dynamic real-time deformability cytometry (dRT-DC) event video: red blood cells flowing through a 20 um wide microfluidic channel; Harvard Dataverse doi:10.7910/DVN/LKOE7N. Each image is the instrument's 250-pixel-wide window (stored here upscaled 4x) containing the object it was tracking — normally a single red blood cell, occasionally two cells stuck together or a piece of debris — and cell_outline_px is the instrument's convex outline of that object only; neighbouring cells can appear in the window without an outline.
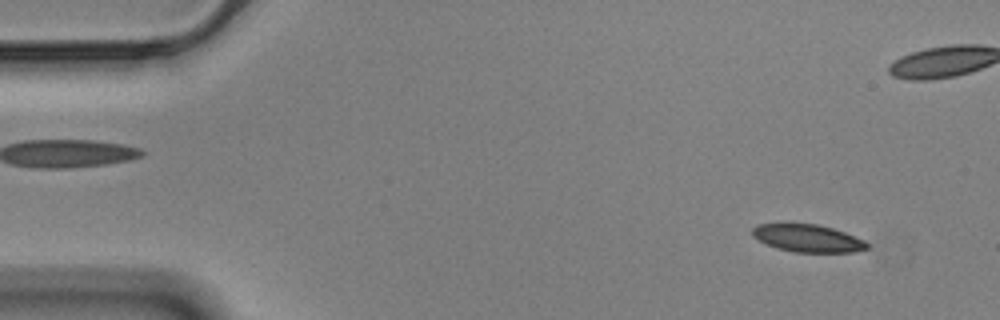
{"species": "Egyptian fruit bat (a non-hibernating species)", "species_latin": "Rousettus aegyptiacus", "temperature_condition": "cold", "stored_images_in_passage": 57, "camera_frame_rate_fps": 3000, "um_per_image_px": 0.085, "animal": {"sex": "male"}, "frame": {"image": 1, "passage_image": 4, "time_ms": 1.0, "image_size_px": [1000, 320], "cell_outline_px": [[868, 248], [856, 252], [792, 252], [776, 248], [764, 244], [752, 236], [752, 228], [756, 224], [784, 220], [816, 224], [832, 228], [844, 232], [864, 240], [868, 244]], "centroid_in_image_um": [68.54, 20.2], "position_along_channel_um": 16.5, "area_um2": 19.31}}
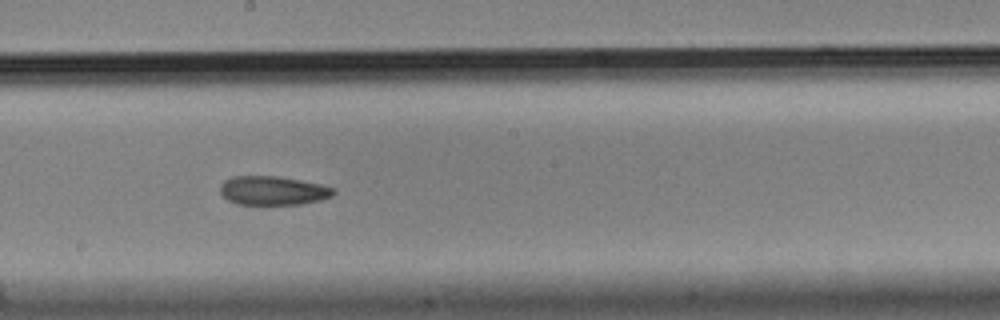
{"frame": {"image": 2, "passage_image": 30, "time_ms": 9.667, "image_size_px": [1000, 320], "cell_outline_px": [[336, 192], [332, 196], [320, 200], [300, 204], [236, 204], [228, 200], [220, 192], [220, 184], [224, 180], [232, 176], [276, 176], [300, 180], [320, 184], [336, 188]], "centroid_in_image_um": [23.2, 16.19], "position_along_channel_um": 225.0, "area_um2": 19.13}}
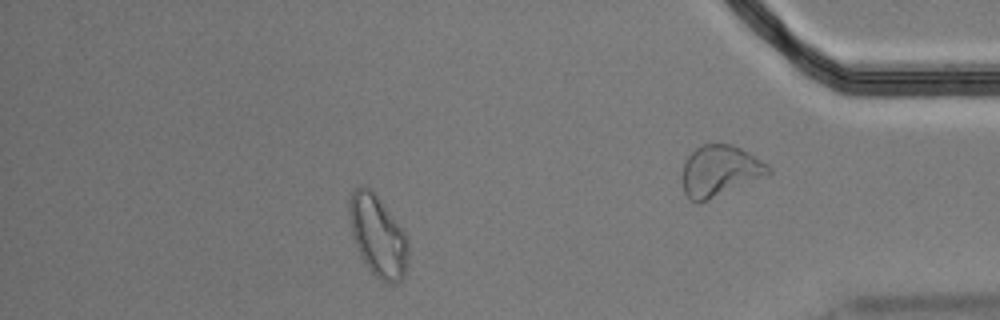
{"frame": {"image": 3, "passage_image": 49, "time_ms": 16.0, "image_size_px": [1000, 320], "cell_outline_px": [[408, 256], [404, 276], [396, 284], [384, 284], [368, 268], [360, 256], [356, 248], [352, 236], [348, 212], [348, 204], [352, 192], [360, 184], [368, 188], [380, 200], [404, 232], [408, 240]], "centroid_in_image_um": [32.1, 20.09], "position_along_channel_um": 403.1, "area_um2": 27.86}, "authors_computed_cell_mechanics": {"area_um2": 20.1144, "velocity_mm_per_s": 3.5102, "shape_relaxation_time_tau1_ms": 4.0126, "shape_relaxation_time_tau2_ms": 2.9923, "deformation_change_tau1": 0.1147, "deformation_change_tau2": 0.0899}}